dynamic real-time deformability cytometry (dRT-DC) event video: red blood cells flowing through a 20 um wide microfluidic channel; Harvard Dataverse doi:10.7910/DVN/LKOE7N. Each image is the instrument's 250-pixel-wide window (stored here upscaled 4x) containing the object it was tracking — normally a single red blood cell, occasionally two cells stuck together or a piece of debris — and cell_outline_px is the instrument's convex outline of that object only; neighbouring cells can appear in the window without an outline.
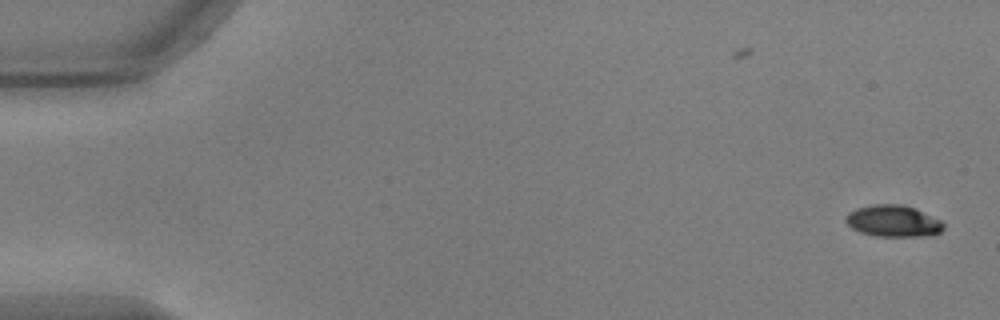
{"species": "common noctule bat (a hibernating species)", "species_latin": "Nyctalus noctula", "temperature_condition": "warm", "stored_images_in_passage": 54, "camera_frame_rate_fps": 3000, "um_per_image_px": 0.085, "animal": {"sex": "male", "body_mass_g": 17.9, "forearm_length_mm": 54.2}, "frame": {"image": 1, "passage_image": 1, "time_ms": 0.0, "image_size_px": [1000, 320], "cell_outline_px": [[944, 228], [940, 232], [932, 236], [876, 236], [860, 232], [852, 228], [844, 220], [844, 216], [848, 212], [856, 208], [876, 204], [904, 204], [916, 208], [940, 220], [944, 224]], "centroid_in_image_um": [75.92, 18.78], "position_along_channel_um": 9.1, "area_um2": 18.21}}
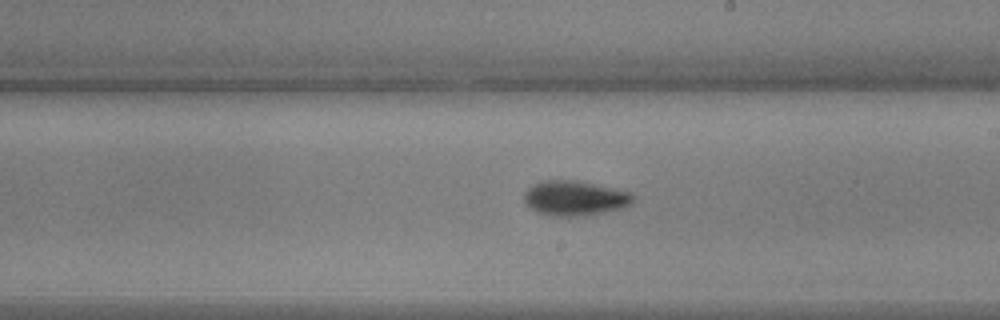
{"frame": {"image": 2, "passage_image": 31, "time_ms": 10.0, "image_size_px": [1000, 320], "cell_outline_px": [[636, 196], [632, 204], [624, 208], [604, 212], [576, 216], [552, 216], [536, 212], [524, 200], [524, 192], [528, 188], [544, 180], [576, 180], [628, 192]], "centroid_in_image_um": [48.87, 16.85], "position_along_channel_um": 240.1, "area_um2": 21.91}}
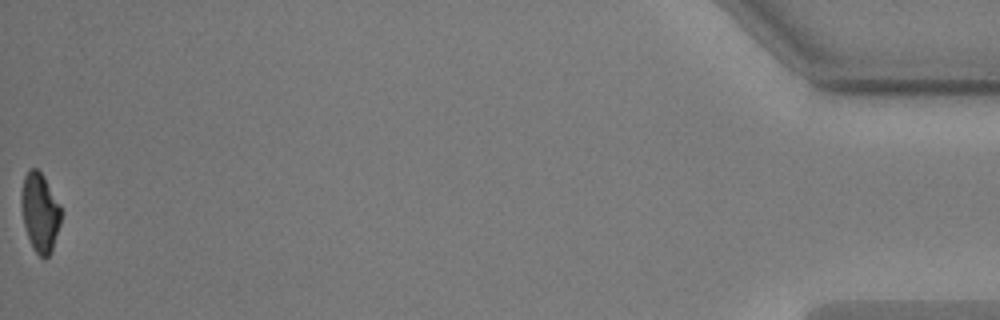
{"frame": {"image": 3, "passage_image": 54, "time_ms": 17.667, "image_size_px": [1000, 320], "cell_outline_px": [[60, 224], [52, 252], [44, 260], [32, 248], [24, 224], [20, 204], [20, 196], [24, 176], [28, 168], [36, 168], [44, 176], [60, 204]], "centroid_in_image_um": [3.38, 18.05], "position_along_channel_um": 431.8, "area_um2": 18.44}, "authors_computed_cell_mechanics": {"area_um2": 19.5364, "velocity_mm_per_s": 3.7245, "shape_relaxation_time_tau1_ms": 2.3976, "shape_relaxation_time_tau2_ms": 4.4719, "deformation_change_tau1": 0.1267, "deformation_change_tau2": 0.0942}}